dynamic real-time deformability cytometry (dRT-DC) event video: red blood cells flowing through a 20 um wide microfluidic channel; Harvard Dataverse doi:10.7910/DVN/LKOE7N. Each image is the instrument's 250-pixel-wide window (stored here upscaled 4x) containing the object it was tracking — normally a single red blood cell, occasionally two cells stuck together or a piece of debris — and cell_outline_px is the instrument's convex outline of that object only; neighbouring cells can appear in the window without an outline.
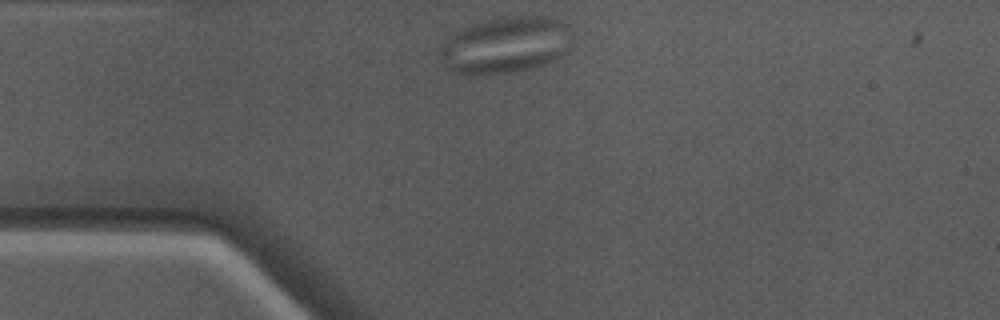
{"species": "Egyptian fruit bat (a non-hibernating species)", "species_latin": "Rousettus aegyptiacus", "temperature_condition": "warm", "stored_images_in_passage": 32, "camera_frame_rate_fps": 3000, "um_per_image_px": 0.085, "animal": {"sex": "male"}, "frame": {"image": 1, "passage_image": 1, "time_ms": 0.0, "image_size_px": [1000, 320], "cell_outline_px": [[576, 40], [572, 48], [560, 56], [544, 64], [532, 68], [516, 72], [456, 72], [448, 68], [436, 48], [452, 32], [460, 28], [480, 20], [504, 16], [544, 16], [560, 20], [568, 24]], "centroid_in_image_um": [43.03, 3.76], "position_along_channel_um": 42.0, "area_um2": 44.04}}
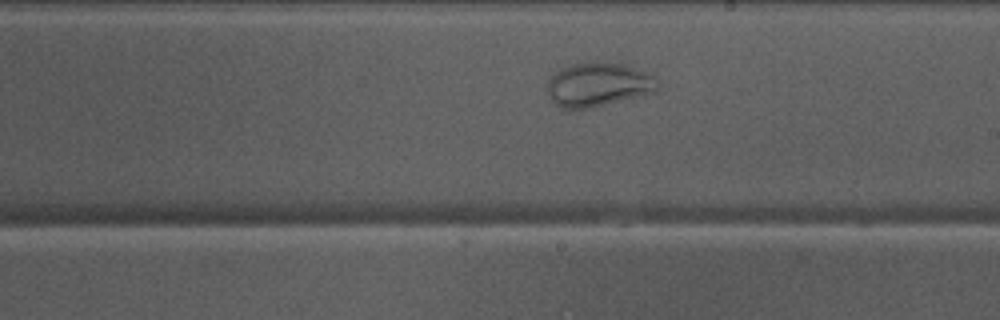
{"frame": {"image": 2, "passage_image": 17, "time_ms": 5.333, "image_size_px": [1000, 320], "cell_outline_px": [[660, 80], [656, 92], [604, 104], [584, 108], [560, 108], [552, 100], [548, 92], [548, 80], [560, 68], [580, 60], [608, 60], [624, 64], [656, 76]], "centroid_in_image_um": [50.87, 7.12], "position_along_channel_um": 238.1, "area_um2": 28.73}}
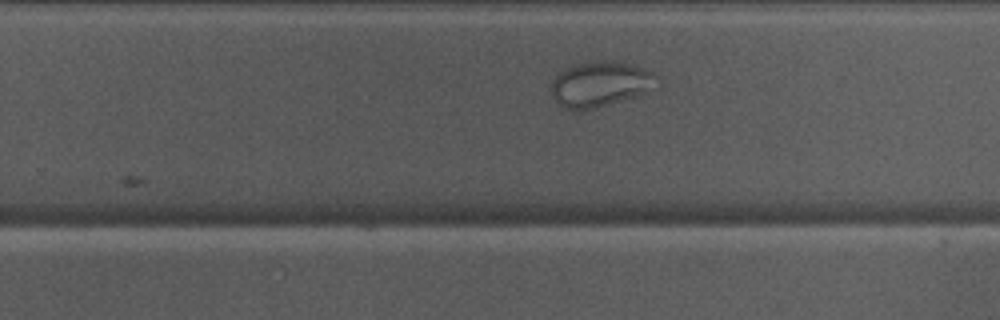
{"frame": {"image": 3, "passage_image": 20, "time_ms": 6.333, "image_size_px": [1000, 320], "cell_outline_px": [[660, 88], [636, 96], [596, 108], [576, 112], [572, 112], [564, 108], [552, 96], [552, 80], [556, 72], [572, 64], [588, 60], [616, 60], [632, 64], [644, 68], [652, 72], [660, 80]], "centroid_in_image_um": [51.05, 7.13], "position_along_channel_um": 278.8, "area_um2": 29.07}, "authors_computed_cell_mechanics": {"area_um2": 28.9, "velocity_mm_per_s": 4.0572, "shape_relaxation_time_tau1_ms": null, "shape_relaxation_time_tau2_ms": 3.2672, "deformation_change_tau1": null, "deformation_change_tau2": 0.067}}